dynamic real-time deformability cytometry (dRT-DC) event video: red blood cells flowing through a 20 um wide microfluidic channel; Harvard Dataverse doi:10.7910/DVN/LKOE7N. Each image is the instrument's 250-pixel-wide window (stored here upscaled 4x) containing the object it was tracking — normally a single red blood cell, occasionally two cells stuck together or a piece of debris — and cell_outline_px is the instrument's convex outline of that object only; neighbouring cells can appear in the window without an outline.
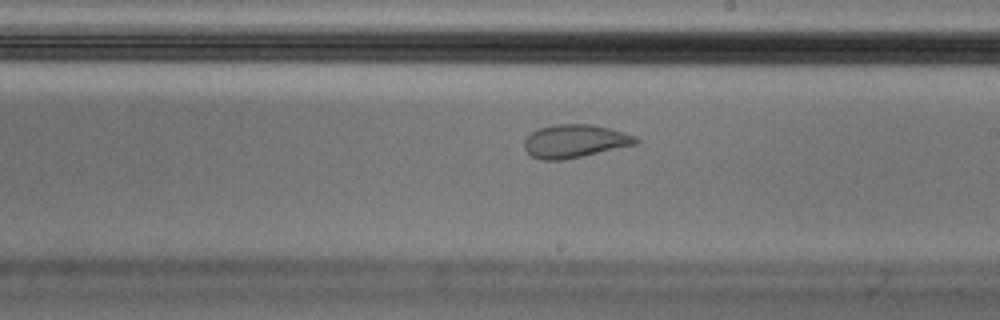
{"species": "Egyptian fruit bat (a non-hibernating species)", "species_latin": "Rousettus aegyptiacus", "temperature_condition": "cold", "stored_images_in_passage": 42, "camera_frame_rate_fps": 3000, "um_per_image_px": 0.085, "animal": {"sex": "male"}, "frame": {"image": 1, "passage_image": 19, "time_ms": 6.0, "image_size_px": [1000, 320], "cell_outline_px": [[640, 140], [636, 144], [564, 160], [540, 160], [532, 156], [524, 148], [524, 140], [532, 132], [540, 128], [556, 124], [592, 124], [624, 132], [636, 136]], "centroid_in_image_um": [48.86, 12.0], "position_along_channel_um": 240.1, "area_um2": 21.44}}